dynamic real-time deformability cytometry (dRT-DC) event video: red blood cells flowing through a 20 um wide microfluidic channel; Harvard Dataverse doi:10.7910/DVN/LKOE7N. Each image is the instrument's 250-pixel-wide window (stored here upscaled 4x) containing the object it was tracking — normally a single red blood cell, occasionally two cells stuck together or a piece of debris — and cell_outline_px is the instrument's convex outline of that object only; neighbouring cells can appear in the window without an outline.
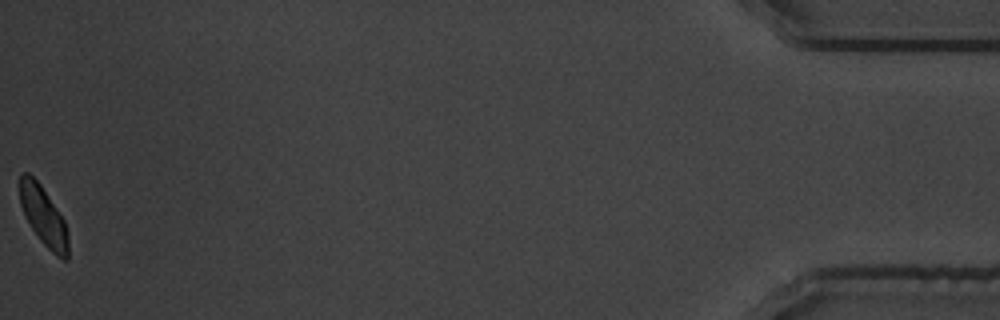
{"species": "common noctule bat (a hibernating species)", "species_latin": "Nyctalus noctula", "temperature_condition": "warm", "stored_images_in_passage": 45, "camera_frame_rate_fps": 3000, "um_per_image_px": 0.085, "animal": {"sex": "male", "body_mass_g": 19.5, "forearm_length_mm": 54.6}, "frame": {"image": 1, "passage_image": 45, "time_ms": 14.667, "image_size_px": [1000, 320], "cell_outline_px": [[68, 260], [64, 260], [56, 256], [40, 240], [24, 216], [20, 204], [20, 172], [28, 172], [40, 184], [64, 220], [68, 232]], "centroid_in_image_um": [3.69, 18.38], "position_along_channel_um": 431.5, "area_um2": 16.59}, "authors_computed_cell_mechanics": {"area_um2": 18.496, "velocity_mm_per_s": 3.5309, "shape_relaxation_time_tau1_ms": 2.7983, "shape_relaxation_time_tau2_ms": 0.9754, "deformation_change_tau1": 0.1194, "deformation_change_tau2": 0.0628}}